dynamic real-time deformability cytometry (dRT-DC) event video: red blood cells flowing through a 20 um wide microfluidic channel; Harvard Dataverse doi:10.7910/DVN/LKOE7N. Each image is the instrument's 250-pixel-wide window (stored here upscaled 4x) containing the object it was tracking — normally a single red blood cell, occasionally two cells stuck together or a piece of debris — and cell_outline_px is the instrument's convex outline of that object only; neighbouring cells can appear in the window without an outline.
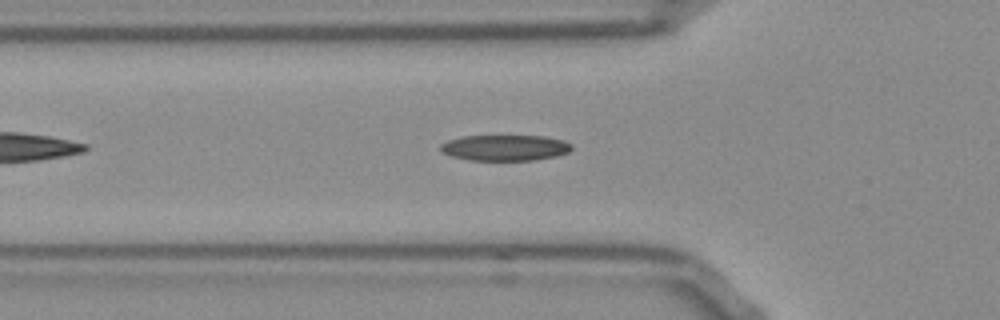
{"species": "Egyptian fruit bat (a non-hibernating species)", "species_latin": "Rousettus aegyptiacus", "temperature_condition": "room temperature", "stored_images_in_passage": 37, "camera_frame_rate_fps": 3000, "um_per_image_px": 0.085, "frame": {"image": 1, "passage_image": 2, "time_ms": 0.333, "image_size_px": [1000, 320], "cell_outline_px": [[572, 148], [568, 152], [556, 156], [536, 160], [468, 160], [452, 156], [440, 152], [440, 144], [448, 140], [464, 136], [544, 136], [564, 140], [572, 144]], "centroid_in_image_um": [42.92, 12.56], "position_along_channel_um": 82.9, "area_um2": 19.83}}
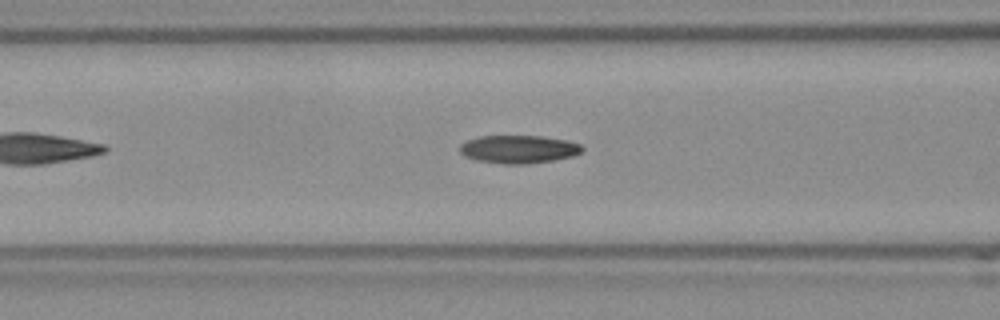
{"frame": {"image": 2, "passage_image": 5, "time_ms": 1.333, "image_size_px": [1000, 320], "cell_outline_px": [[584, 148], [580, 152], [572, 156], [552, 160], [528, 164], [504, 164], [476, 160], [464, 156], [460, 152], [460, 144], [468, 140], [480, 136], [540, 136], [564, 140], [580, 144]], "centroid_in_image_um": [44.05, 12.69], "position_along_channel_um": 122.6, "area_um2": 19.83}}
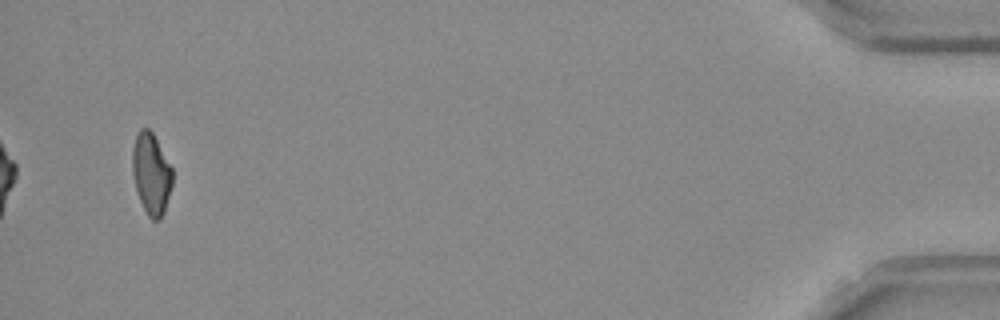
{"frame": {"image": 3, "passage_image": 35, "time_ms": 11.333, "image_size_px": [1000, 320], "cell_outline_px": [[172, 184], [164, 212], [160, 220], [152, 220], [148, 216], [140, 200], [136, 188], [132, 172], [132, 148], [136, 132], [140, 128], [148, 128], [152, 132], [172, 168]], "centroid_in_image_um": [12.84, 14.75], "position_along_channel_um": 422.4, "area_um2": 18.9}}